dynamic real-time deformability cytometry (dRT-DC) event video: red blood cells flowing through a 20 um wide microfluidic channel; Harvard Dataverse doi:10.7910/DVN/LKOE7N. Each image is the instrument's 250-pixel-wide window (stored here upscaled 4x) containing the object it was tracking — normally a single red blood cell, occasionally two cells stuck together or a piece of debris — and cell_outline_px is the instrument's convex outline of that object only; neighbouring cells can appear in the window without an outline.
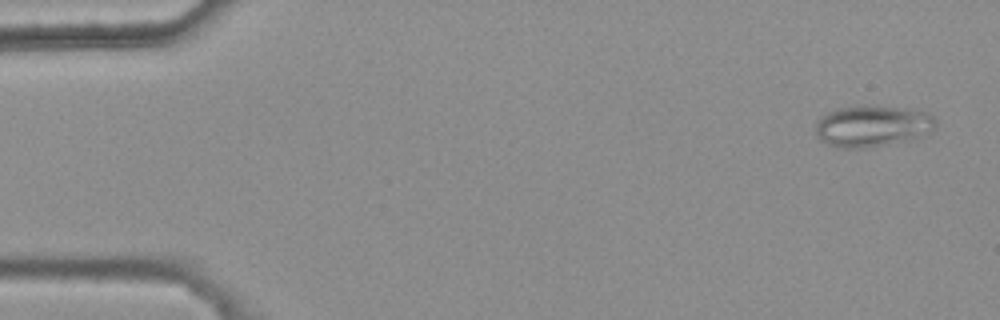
{"species": "common noctule bat (a hibernating species)", "species_latin": "Nyctalus noctula", "temperature_condition": "warm", "stored_images_in_passage": 6, "camera_frame_rate_fps": 3000, "um_per_image_px": 0.085, "animal": {"sex": "female", "body_mass_g": 25.1}, "frame": {"image": 1, "passage_image": 1, "time_ms": 0.0, "image_size_px": [1000, 320], "cell_outline_px": [[936, 128], [924, 136], [908, 140], [888, 144], [864, 148], [844, 148], [828, 144], [820, 140], [816, 136], [816, 120], [820, 116], [828, 112], [840, 108], [912, 108], [924, 112], [932, 116], [936, 120]], "centroid_in_image_um": [74.16, 10.75], "position_along_channel_um": 10.8, "area_um2": 28.44}}